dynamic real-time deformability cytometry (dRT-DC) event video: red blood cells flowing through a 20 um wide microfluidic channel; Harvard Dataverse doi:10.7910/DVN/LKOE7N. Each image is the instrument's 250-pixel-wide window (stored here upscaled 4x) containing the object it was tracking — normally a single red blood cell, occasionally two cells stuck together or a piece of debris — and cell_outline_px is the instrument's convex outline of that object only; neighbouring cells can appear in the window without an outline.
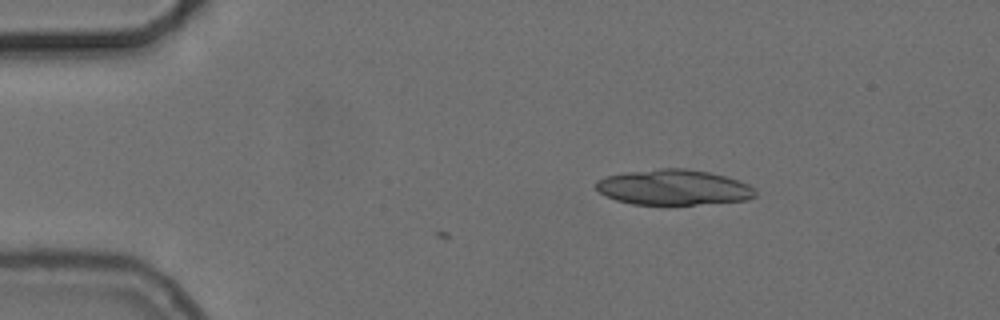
{"species": "common noctule bat (a hibernating species)", "species_latin": "Nyctalus noctula", "temperature_condition": "cold", "stored_images_in_passage": 2, "camera_frame_rate_fps": 3000, "um_per_image_px": 0.085, "animal": {"sex": "female", "body_mass_g": 24.6, "forearm_length_mm": 56.2}, "frame": {"image": 1, "passage_image": 2, "time_ms": 0.333, "image_size_px": [1000, 320], "cell_outline_px": [[756, 196], [748, 200], [668, 208], [632, 204], [616, 200], [600, 192], [596, 188], [596, 180], [604, 176], [624, 172], [660, 168], [684, 168], [708, 172], [740, 180], [748, 184], [756, 192]], "centroid_in_image_um": [57.25, 15.97], "position_along_channel_um": 27.8, "area_um2": 34.1}}